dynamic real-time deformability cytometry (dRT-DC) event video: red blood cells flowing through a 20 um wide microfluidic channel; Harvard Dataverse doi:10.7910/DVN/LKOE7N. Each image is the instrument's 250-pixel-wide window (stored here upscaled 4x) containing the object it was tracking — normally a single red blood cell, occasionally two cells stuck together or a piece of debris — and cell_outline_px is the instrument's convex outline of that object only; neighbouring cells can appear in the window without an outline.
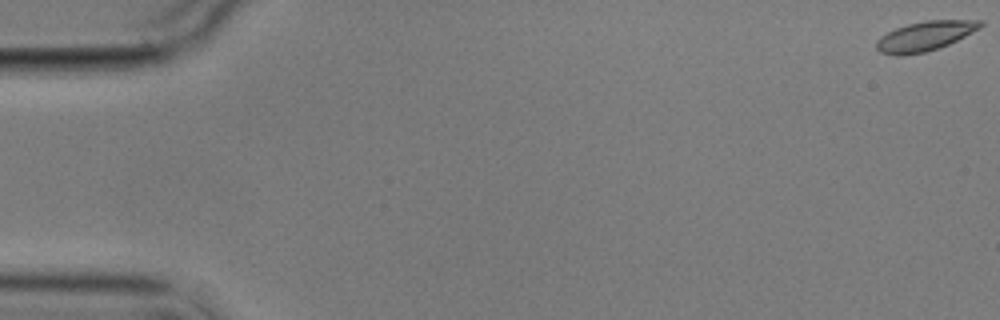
{"species": "common noctule bat (a hibernating species)", "species_latin": "Nyctalus noctula", "temperature_condition": "cold", "stored_images_in_passage": 5, "camera_frame_rate_fps": 3000, "um_per_image_px": 0.085, "animal": {"sex": "male", "body_mass_g": 17.9}, "frame": {"image": 1, "passage_image": 1, "time_ms": 0.0, "image_size_px": [1000, 320], "cell_outline_px": [[984, 24], [980, 28], [948, 44], [924, 52], [900, 56], [896, 56], [880, 52], [876, 48], [876, 40], [880, 36], [896, 28], [908, 24], [928, 20], [984, 20]], "centroid_in_image_um": [78.6, 3.06], "position_along_channel_um": 6.4, "area_um2": 17.74}}
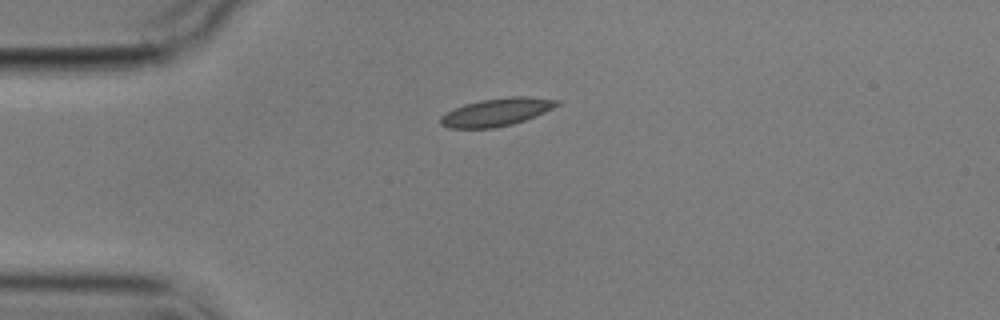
{"frame": {"image": 2, "passage_image": 4, "time_ms": 4.667, "image_size_px": [1000, 320], "cell_outline_px": [[560, 104], [544, 112], [524, 120], [512, 124], [492, 128], [448, 128], [440, 124], [440, 116], [464, 104], [480, 100], [508, 96], [528, 96], [560, 100]], "centroid_in_image_um": [42.21, 9.52], "position_along_channel_um": 42.8, "area_um2": 18.79}}